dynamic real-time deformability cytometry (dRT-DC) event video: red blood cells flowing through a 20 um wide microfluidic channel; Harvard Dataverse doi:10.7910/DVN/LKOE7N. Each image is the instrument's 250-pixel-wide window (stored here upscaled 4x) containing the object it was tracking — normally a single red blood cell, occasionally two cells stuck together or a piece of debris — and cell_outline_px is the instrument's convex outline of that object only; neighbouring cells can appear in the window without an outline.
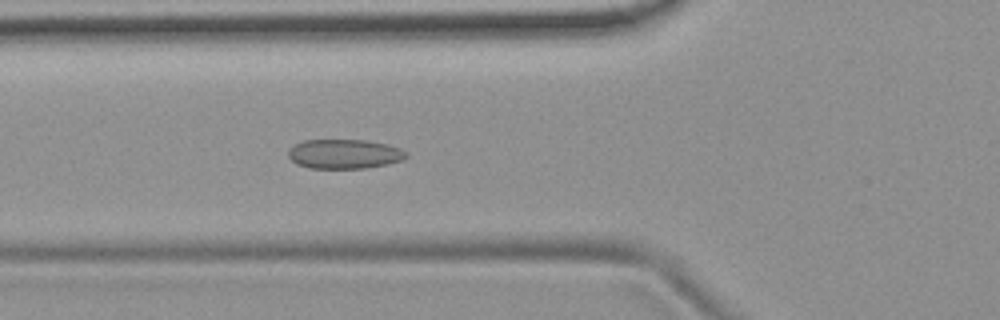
{"species": "common noctule bat (a hibernating species)", "species_latin": "Nyctalus noctula", "temperature_condition": "room temperature", "stored_images_in_passage": 55, "camera_frame_rate_fps": 3000, "um_per_image_px": 0.085, "animal": {"sex": "female", "body_mass_g": 19.9}, "frame": {"image": 1, "passage_image": 20, "time_ms": 6.333, "image_size_px": [1000, 320], "cell_outline_px": [[408, 156], [404, 160], [388, 164], [364, 168], [308, 168], [296, 164], [288, 156], [288, 148], [304, 140], [364, 140], [388, 144], [400, 148], [408, 152]], "centroid_in_image_um": [29.29, 13.09], "position_along_channel_um": 96.5, "area_um2": 20.4}}
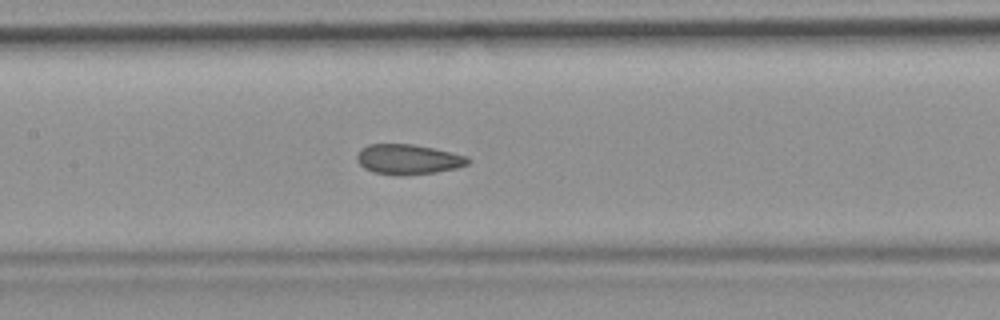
{"frame": {"image": 2, "passage_image": 26, "time_ms": 8.333, "image_size_px": [1000, 320], "cell_outline_px": [[472, 160], [468, 164], [456, 168], [436, 172], [400, 176], [396, 176], [372, 172], [364, 168], [356, 160], [356, 156], [360, 148], [368, 144], [412, 144], [432, 148], [468, 156]], "centroid_in_image_um": [34.67, 13.55], "position_along_channel_um": 172.7, "area_um2": 19.65}}
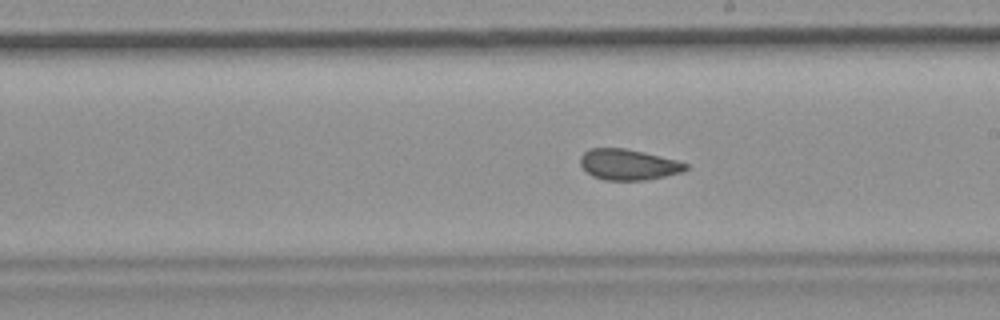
{"frame": {"image": 3, "passage_image": 31, "time_ms": 10.0, "image_size_px": [1000, 320], "cell_outline_px": [[688, 168], [684, 172], [648, 180], [604, 180], [592, 176], [580, 164], [580, 156], [588, 148], [624, 148], [644, 152], [676, 160], [688, 164]], "centroid_in_image_um": [53.42, 13.99], "position_along_channel_um": 235.6, "area_um2": 19.02}}